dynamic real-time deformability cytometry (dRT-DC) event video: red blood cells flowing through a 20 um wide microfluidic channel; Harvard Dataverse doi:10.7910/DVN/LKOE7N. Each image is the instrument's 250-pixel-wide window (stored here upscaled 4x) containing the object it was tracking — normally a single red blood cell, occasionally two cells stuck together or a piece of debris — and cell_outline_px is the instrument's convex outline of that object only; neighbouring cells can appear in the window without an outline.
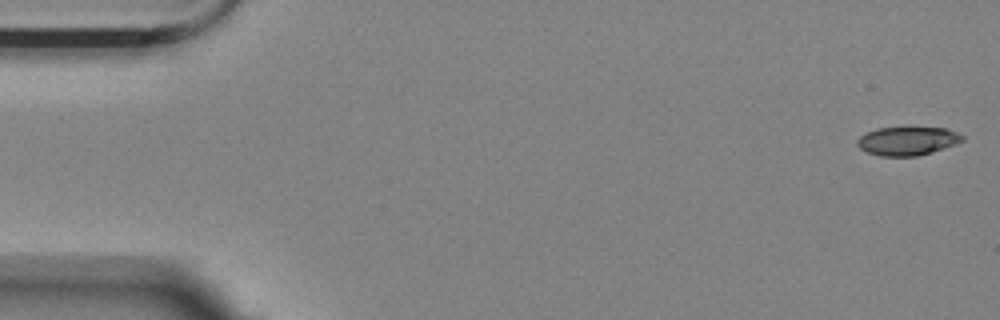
{"species": "Egyptian fruit bat (a non-hibernating species)", "species_latin": "Rousettus aegyptiacus", "temperature_condition": "room temperature", "stored_images_in_passage": 5, "camera_frame_rate_fps": 3000, "um_per_image_px": 0.085, "animal": {"sex": "female"}, "frame": {"image": 1, "passage_image": 1, "time_ms": 0.0, "image_size_px": [1000, 320], "cell_outline_px": [[964, 140], [956, 144], [932, 152], [916, 156], [880, 156], [868, 152], [860, 148], [856, 144], [856, 140], [860, 136], [876, 128], [944, 128], [956, 132], [964, 136]], "centroid_in_image_um": [77.13, 11.99], "position_along_channel_um": 7.9, "area_um2": 17.34}}
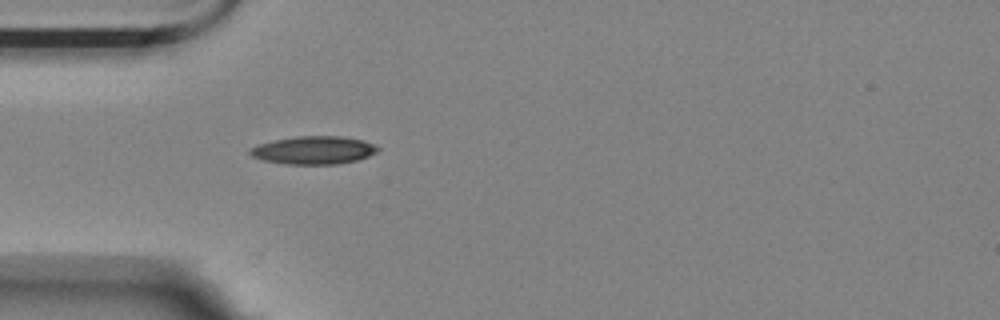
{"frame": {"image": 2, "passage_image": 5, "time_ms": 1.333, "image_size_px": [1000, 320], "cell_outline_px": [[380, 148], [376, 152], [368, 156], [356, 160], [336, 164], [284, 164], [260, 160], [252, 156], [248, 152], [248, 148], [256, 144], [296, 136], [340, 136], [364, 140], [376, 144]], "centroid_in_image_um": [26.63, 12.76], "position_along_channel_um": 58.4, "area_um2": 21.04}}